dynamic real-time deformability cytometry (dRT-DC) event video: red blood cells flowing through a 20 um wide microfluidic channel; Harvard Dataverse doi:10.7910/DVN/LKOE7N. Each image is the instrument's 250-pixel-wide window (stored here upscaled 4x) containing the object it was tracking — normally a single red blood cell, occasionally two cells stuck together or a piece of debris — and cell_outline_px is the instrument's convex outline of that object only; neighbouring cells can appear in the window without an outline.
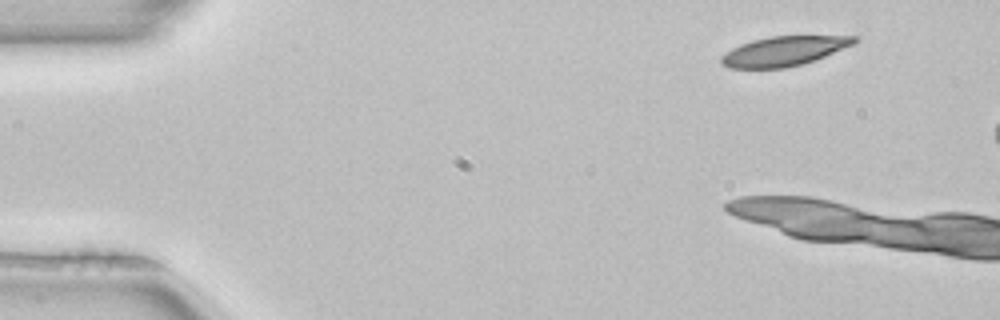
{"species": "common noctule bat (a hibernating species)", "species_latin": "Nyctalus noctula", "temperature_condition": "room temperature", "stored_images_in_passage": 4, "segment_of_instrument_passage": [2, 2], "camera_frame_rate_fps": 3000, "um_per_image_px": 0.085, "animal": {"sex": "female", "body_mass_g": 22.7, "forearm_length_mm": 54.2}, "frame": {"image": 1, "passage_image": 4, "time_ms": 1.0, "image_size_px": [1000, 320], "cell_outline_px": [[856, 40], [852, 44], [824, 56], [800, 64], [784, 68], [728, 68], [720, 64], [720, 56], [732, 48], [740, 44], [752, 40], [768, 36], [856, 36]], "centroid_in_image_um": [66.52, 4.34], "position_along_channel_um": 18.5, "area_um2": 22.6}}